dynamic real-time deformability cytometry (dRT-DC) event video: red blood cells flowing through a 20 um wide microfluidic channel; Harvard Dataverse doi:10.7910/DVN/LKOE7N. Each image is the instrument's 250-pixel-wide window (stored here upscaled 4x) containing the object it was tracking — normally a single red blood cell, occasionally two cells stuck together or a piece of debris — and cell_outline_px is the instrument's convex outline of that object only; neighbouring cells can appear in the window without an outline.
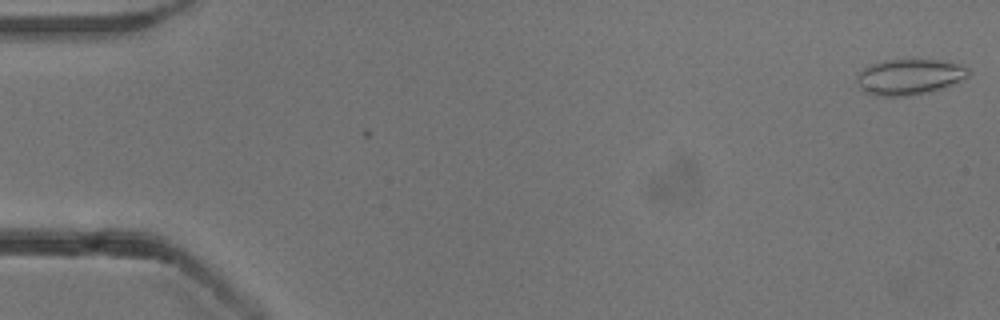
{"species": "common noctule bat (a hibernating species)", "species_latin": "Nyctalus noctula", "temperature_condition": "cold", "stored_images_in_passage": 17, "camera_frame_rate_fps": 3000, "um_per_image_px": 0.085, "animal": {"sex": "male", "body_mass_g": 13.3}, "frame": {"image": 1, "passage_image": 1, "time_ms": 0.0, "image_size_px": [1000, 320], "cell_outline_px": [[968, 72], [964, 76], [948, 84], [928, 92], [904, 96], [876, 96], [864, 92], [860, 88], [856, 80], [860, 72], [864, 68], [872, 64], [892, 60], [936, 60], [956, 64], [968, 68]], "centroid_in_image_um": [77.18, 6.54], "position_along_channel_um": 7.8, "area_um2": 22.25}}